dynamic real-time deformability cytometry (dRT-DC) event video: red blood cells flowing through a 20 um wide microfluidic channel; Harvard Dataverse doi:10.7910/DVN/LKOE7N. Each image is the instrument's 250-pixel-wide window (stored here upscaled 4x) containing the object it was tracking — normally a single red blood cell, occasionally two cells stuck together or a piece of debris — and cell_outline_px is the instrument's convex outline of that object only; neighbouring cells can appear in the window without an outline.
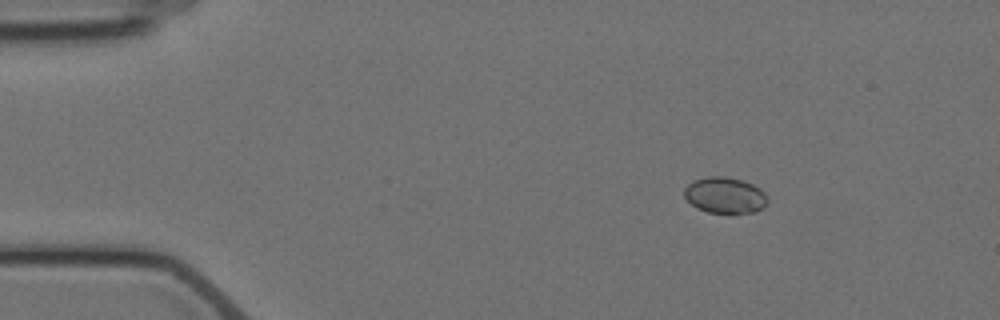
{"species": "Egyptian fruit bat (a non-hibernating species)", "species_latin": "Rousettus aegyptiacus", "temperature_condition": "cold", "stored_images_in_passage": 9, "camera_frame_rate_fps": 3000, "um_per_image_px": 0.085, "animal": {"sex": "female"}, "frame": {"image": 1, "passage_image": 1, "time_ms": 0.0, "image_size_px": [1000, 320], "cell_outline_px": [[768, 200], [756, 212], [732, 216], [728, 216], [708, 212], [696, 208], [684, 196], [684, 188], [692, 180], [708, 176], [724, 176], [744, 180], [760, 188], [764, 192]], "centroid_in_image_um": [61.61, 16.63], "position_along_channel_um": 23.4, "area_um2": 18.15}}
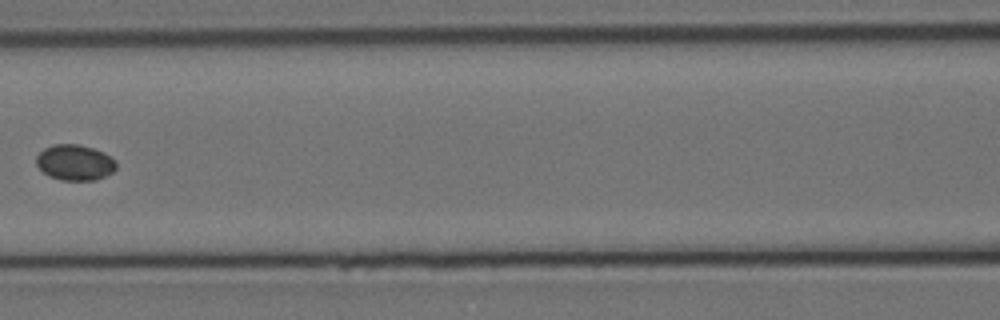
{"frame": {"image": 2, "passage_image": 6, "time_ms": 6.0, "image_size_px": [1000, 320], "cell_outline_px": [[116, 168], [112, 172], [96, 180], [60, 180], [48, 176], [36, 164], [36, 156], [44, 148], [52, 144], [80, 144], [104, 152], [112, 156], [116, 160]], "centroid_in_image_um": [6.37, 13.8], "position_along_channel_um": 160.2, "area_um2": 16.76}}
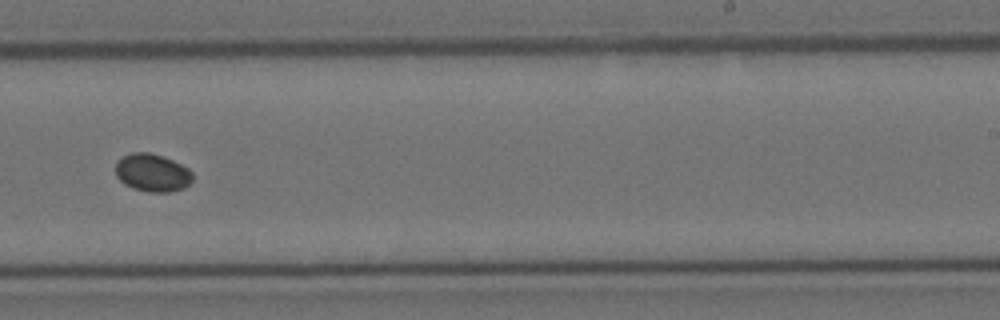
{"frame": {"image": 3, "passage_image": 9, "time_ms": 9.333, "image_size_px": [1000, 320], "cell_outline_px": [[192, 180], [184, 188], [172, 192], [148, 192], [132, 188], [124, 184], [116, 176], [116, 160], [132, 152], [148, 152], [172, 160], [188, 168], [192, 172]], "centroid_in_image_um": [12.93, 14.69], "position_along_channel_um": 276.1, "area_um2": 16.99}}